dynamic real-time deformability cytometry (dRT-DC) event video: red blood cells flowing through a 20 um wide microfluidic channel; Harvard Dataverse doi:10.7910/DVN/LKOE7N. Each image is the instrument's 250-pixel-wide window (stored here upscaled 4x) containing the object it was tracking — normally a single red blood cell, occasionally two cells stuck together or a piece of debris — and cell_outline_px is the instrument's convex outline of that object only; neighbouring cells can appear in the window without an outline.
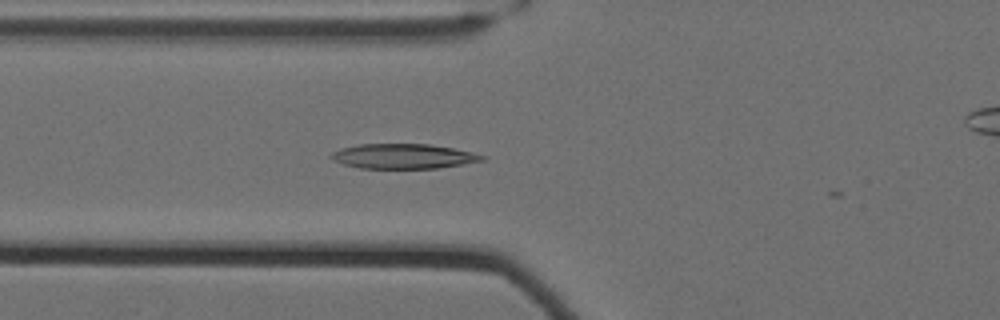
{"species": "Egyptian fruit bat (a non-hibernating species)", "species_latin": "Rousettus aegyptiacus", "temperature_condition": "cold", "stored_images_in_passage": 9, "camera_frame_rate_fps": 3000, "um_per_image_px": 0.085, "animal": {"sex": "female"}, "frame": {"image": 1, "passage_image": 4, "time_ms": 1.0, "image_size_px": [1000, 320], "cell_outline_px": [[484, 160], [464, 164], [436, 168], [360, 168], [344, 164], [332, 160], [328, 156], [332, 152], [340, 148], [360, 144], [432, 144], [472, 152], [484, 156]], "centroid_in_image_um": [34.24, 13.28], "position_along_channel_um": 91.6, "area_um2": 21.79}}
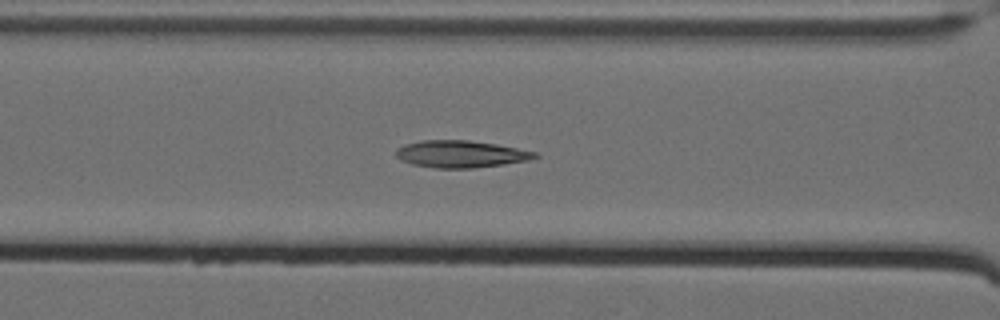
{"frame": {"image": 2, "passage_image": 7, "time_ms": 2.0, "image_size_px": [1000, 320], "cell_outline_px": [[540, 156], [528, 160], [504, 164], [472, 168], [436, 168], [412, 164], [400, 160], [396, 156], [396, 148], [404, 144], [420, 140], [468, 140], [496, 144], [536, 152]], "centroid_in_image_um": [39.13, 13.09], "position_along_channel_um": 127.5, "area_um2": 21.91}}